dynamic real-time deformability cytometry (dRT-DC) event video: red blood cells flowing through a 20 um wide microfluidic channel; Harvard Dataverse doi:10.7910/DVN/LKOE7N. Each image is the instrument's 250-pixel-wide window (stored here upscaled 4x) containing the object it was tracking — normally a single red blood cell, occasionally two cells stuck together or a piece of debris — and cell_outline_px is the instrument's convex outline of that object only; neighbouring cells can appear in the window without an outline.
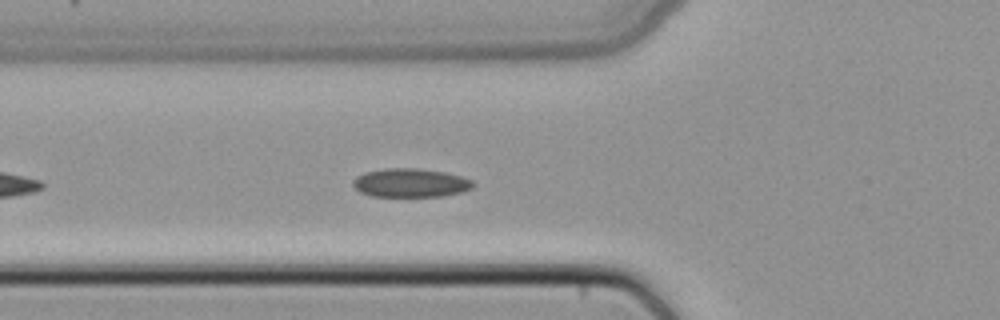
{"species": "common noctule bat (a hibernating species)", "species_latin": "Nyctalus noctula", "temperature_condition": "cold", "stored_images_in_passage": 38, "camera_frame_rate_fps": 3000, "um_per_image_px": 0.085, "animal": {"sex": "female", "body_mass_g": 22.7, "forearm_length_mm": 54.2}, "frame": {"image": 1, "passage_image": 6, "time_ms": 1.667, "image_size_px": [1000, 320], "cell_outline_px": [[476, 184], [472, 188], [460, 192], [440, 196], [372, 196], [360, 192], [352, 184], [352, 180], [356, 176], [364, 172], [384, 168], [416, 168], [444, 172], [460, 176], [472, 180]], "centroid_in_image_um": [34.87, 15.53], "position_along_channel_um": 90.9, "area_um2": 20.06}}
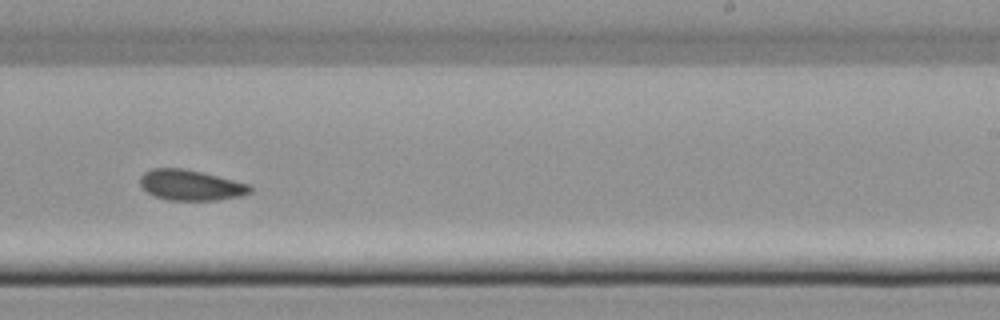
{"frame": {"image": 2, "passage_image": 19, "time_ms": 6.0, "image_size_px": [1000, 320], "cell_outline_px": [[252, 192], [240, 196], [216, 200], [168, 200], [156, 196], [148, 192], [140, 184], [140, 176], [144, 172], [152, 168], [184, 168], [252, 184]], "centroid_in_image_um": [16.24, 15.73], "position_along_channel_um": 272.8, "area_um2": 19.59}}
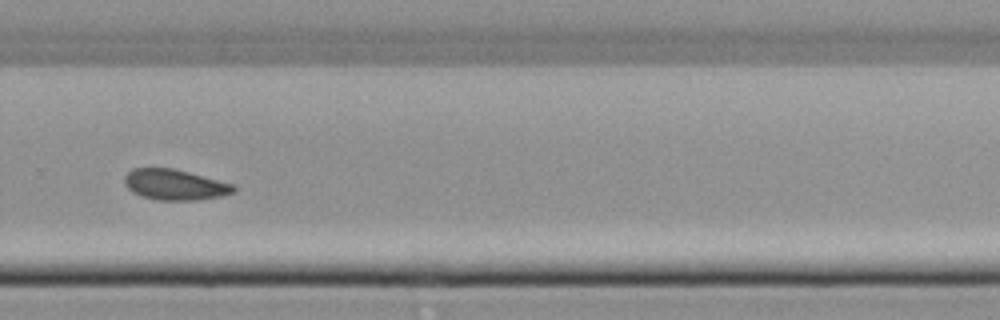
{"frame": {"image": 3, "passage_image": 22, "time_ms": 7.0, "image_size_px": [1000, 320], "cell_outline_px": [[236, 192], [224, 196], [200, 200], [156, 200], [140, 196], [132, 192], [124, 184], [124, 176], [132, 168], [172, 168], [188, 172], [232, 184], [236, 188]], "centroid_in_image_um": [14.85, 15.71], "position_along_channel_um": 315.0, "area_um2": 19.59}}